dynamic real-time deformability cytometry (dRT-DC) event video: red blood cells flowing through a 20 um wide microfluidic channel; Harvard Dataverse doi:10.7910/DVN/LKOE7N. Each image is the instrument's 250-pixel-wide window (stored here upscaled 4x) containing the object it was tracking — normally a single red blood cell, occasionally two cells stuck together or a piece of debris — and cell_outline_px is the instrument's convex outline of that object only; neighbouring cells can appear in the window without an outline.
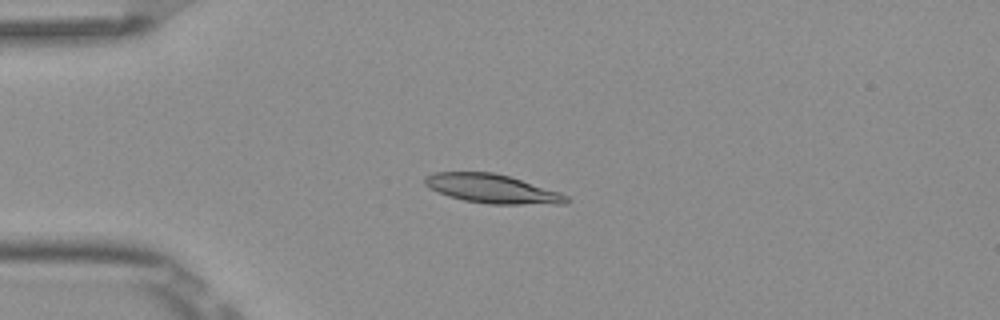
{"species": "Egyptian fruit bat (a non-hibernating species)", "species_latin": "Rousettus aegyptiacus", "temperature_condition": "room temperature", "stored_images_in_passage": 3, "camera_frame_rate_fps": 3000, "um_per_image_px": 0.085, "frame": {"image": 1, "passage_image": 3, "time_ms": 0.667, "image_size_px": [1000, 320], "cell_outline_px": [[572, 200], [568, 204], [488, 204], [464, 200], [448, 196], [428, 188], [424, 184], [424, 176], [432, 172], [492, 172], [508, 176], [560, 192], [568, 196]], "centroid_in_image_um": [41.83, 16.05], "position_along_channel_um": 43.2, "area_um2": 23.99}}